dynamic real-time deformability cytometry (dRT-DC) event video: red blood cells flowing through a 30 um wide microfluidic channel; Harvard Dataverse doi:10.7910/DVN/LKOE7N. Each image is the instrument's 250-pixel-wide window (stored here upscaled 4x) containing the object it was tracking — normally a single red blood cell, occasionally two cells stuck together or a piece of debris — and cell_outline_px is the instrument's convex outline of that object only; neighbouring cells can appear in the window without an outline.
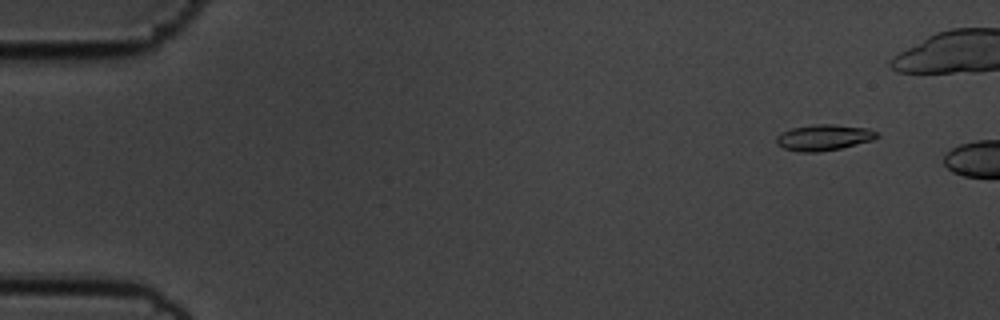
{"species": "common noctule bat (a hibernating species)", "species_latin": "Nyctalus noctula", "temperature_condition": "cold", "stored_images_in_passage": 7, "camera_frame_rate_fps": 3000, "um_per_image_px": 0.085, "animal": {"sex": "male", "body_mass_g": 19.5, "forearm_length_mm": 54.6}, "frame": {"image": 1, "passage_image": 3, "time_ms": 0.667, "image_size_px": [1000, 320], "cell_outline_px": [[880, 136], [872, 140], [840, 148], [820, 152], [800, 152], [784, 148], [776, 144], [776, 136], [792, 128], [816, 124], [832, 124], [868, 128], [876, 132]], "centroid_in_image_um": [70.02, 11.69], "position_along_channel_um": 15.0, "area_um2": 15.09}}